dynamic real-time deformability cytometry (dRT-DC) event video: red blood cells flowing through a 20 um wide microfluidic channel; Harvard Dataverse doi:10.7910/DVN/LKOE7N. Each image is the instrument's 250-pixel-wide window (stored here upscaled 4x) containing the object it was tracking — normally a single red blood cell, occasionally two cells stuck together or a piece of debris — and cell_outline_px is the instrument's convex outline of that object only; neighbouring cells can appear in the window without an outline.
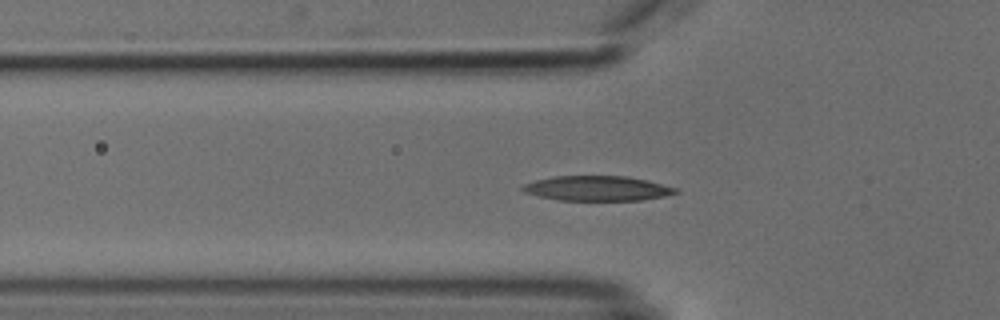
{"species": "common noctule bat (a hibernating species)", "species_latin": "Nyctalus noctula", "temperature_condition": "cold", "stored_images_in_passage": 42, "segment_of_instrument_passage": [1, 2], "camera_frame_rate_fps": 3000, "um_per_image_px": 0.085, "animal": {"sex": "male", "body_mass_g": 18.8}, "frame": {"image": 1, "passage_image": 6, "time_ms": 1.667, "image_size_px": [1000, 320], "cell_outline_px": [[680, 192], [664, 196], [640, 200], [560, 200], [536, 196], [524, 192], [520, 188], [524, 184], [536, 180], [552, 176], [628, 176], [676, 188]], "centroid_in_image_um": [50.71, 16.01], "position_along_channel_um": 75.1, "area_um2": 22.02}}
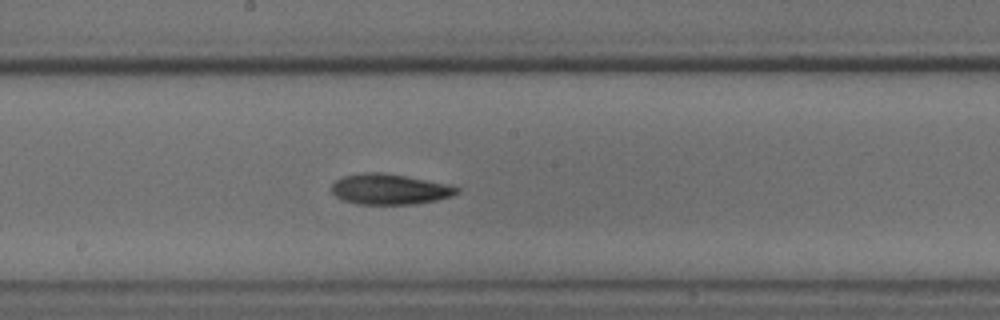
{"frame": {"image": 2, "passage_image": 17, "time_ms": 5.333, "image_size_px": [1000, 320], "cell_outline_px": [[460, 192], [452, 196], [436, 200], [416, 204], [356, 204], [344, 200], [336, 196], [332, 192], [332, 184], [336, 180], [344, 176], [364, 172], [384, 172], [448, 184], [460, 188]], "centroid_in_image_um": [33.14, 16.08], "position_along_channel_um": 215.1, "area_um2": 22.31}}
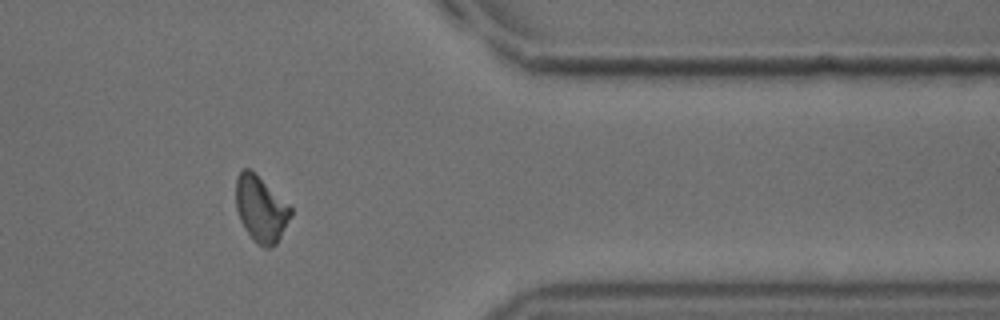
{"frame": {"image": 3, "passage_image": 32, "time_ms": 10.333, "image_size_px": [1000, 320], "cell_outline_px": [[292, 216], [276, 244], [268, 248], [264, 248], [252, 240], [240, 220], [236, 208], [236, 176], [244, 168], [248, 168], [288, 204], [292, 208]], "centroid_in_image_um": [22.17, 17.8], "position_along_channel_um": 389.2, "area_um2": 20.75}}